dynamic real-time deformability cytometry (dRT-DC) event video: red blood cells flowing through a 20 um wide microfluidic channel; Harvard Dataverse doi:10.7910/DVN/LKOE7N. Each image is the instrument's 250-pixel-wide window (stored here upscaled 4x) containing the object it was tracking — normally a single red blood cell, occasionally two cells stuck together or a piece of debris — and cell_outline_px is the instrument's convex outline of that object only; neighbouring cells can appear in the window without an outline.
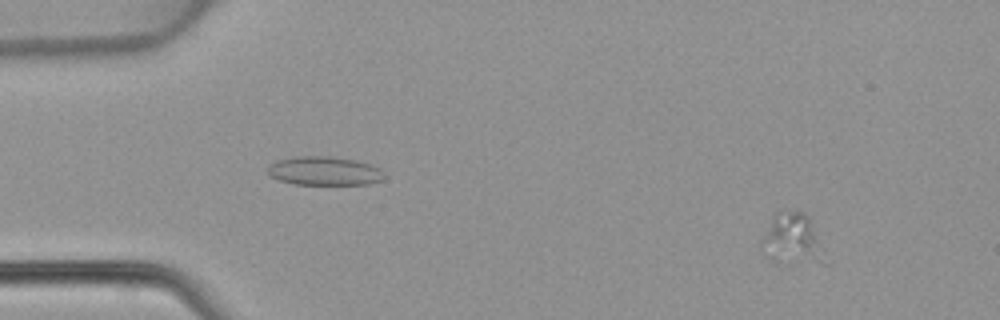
{"species": "common noctule bat (a hibernating species)", "species_latin": "Nyctalus noctula", "temperature_condition": "warm", "stored_images_in_passage": 49, "camera_frame_rate_fps": 3000, "um_per_image_px": 0.085, "animal": {"sex": "female", "body_mass_g": 22.7, "forearm_length_mm": 54.2}, "frame": {"image": 1, "passage_image": 6, "time_ms": 1.667, "image_size_px": [1000, 320], "cell_outline_px": [[832, 260], [828, 264], [824, 264], [760, 240], [772, 216], [776, 212], [804, 212], [808, 216]], "centroid_in_image_um": [67.66, 20.06], "position_along_channel_um": 17.3, "area_um2": 15.43}}
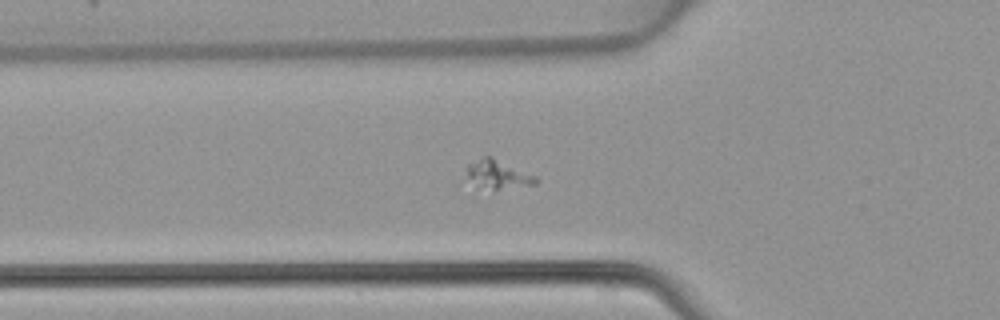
{"frame": {"image": 2, "passage_image": 18, "time_ms": 5.667, "image_size_px": [1000, 320], "cell_outline_px": [[540, 180], [536, 184], [496, 188], [492, 188], [468, 176], [468, 164], [484, 156], [492, 156], [536, 176]], "centroid_in_image_um": [42.44, 14.75], "position_along_channel_um": 83.4, "area_um2": 10.58}}
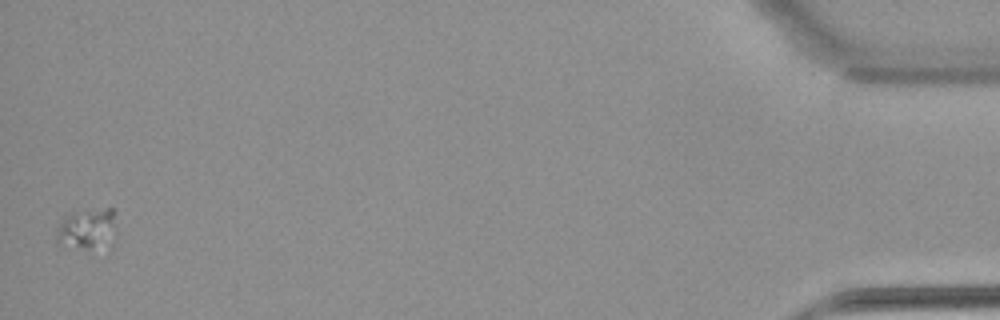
{"frame": {"image": 3, "passage_image": 49, "time_ms": 16.0, "image_size_px": [1000, 320], "cell_outline_px": [[112, 224], [96, 244], [88, 248], [56, 244], [56, 236], [60, 224], [68, 216], [108, 208], [112, 208]], "centroid_in_image_um": [7.18, 19.42], "position_along_channel_um": 428.0, "area_um2": 11.5}}